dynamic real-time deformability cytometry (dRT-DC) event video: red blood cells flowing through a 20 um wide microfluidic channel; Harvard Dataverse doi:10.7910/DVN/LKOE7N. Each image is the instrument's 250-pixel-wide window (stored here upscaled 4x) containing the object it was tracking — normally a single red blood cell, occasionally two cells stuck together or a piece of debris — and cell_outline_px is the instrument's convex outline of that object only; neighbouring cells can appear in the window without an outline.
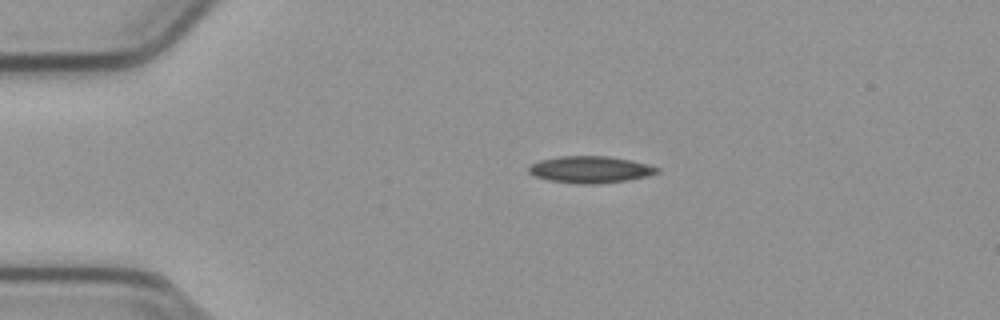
{"species": "common noctule bat (a hibernating species)", "species_latin": "Nyctalus noctula", "temperature_condition": "cold", "stored_images_in_passage": 53, "camera_frame_rate_fps": 3000, "um_per_image_px": 0.085, "animal": {"sex": "male", "body_mass_g": 23.1, "forearm_length_mm": 52.7}, "frame": {"image": 1, "passage_image": 11, "time_ms": 3.333, "image_size_px": [1000, 320], "cell_outline_px": [[660, 172], [648, 176], [624, 180], [596, 184], [576, 184], [548, 180], [536, 176], [528, 172], [528, 168], [532, 164], [540, 160], [560, 156], [608, 156], [648, 164], [660, 168]], "centroid_in_image_um": [50.17, 14.41], "position_along_channel_um": 34.8, "area_um2": 19.94}}
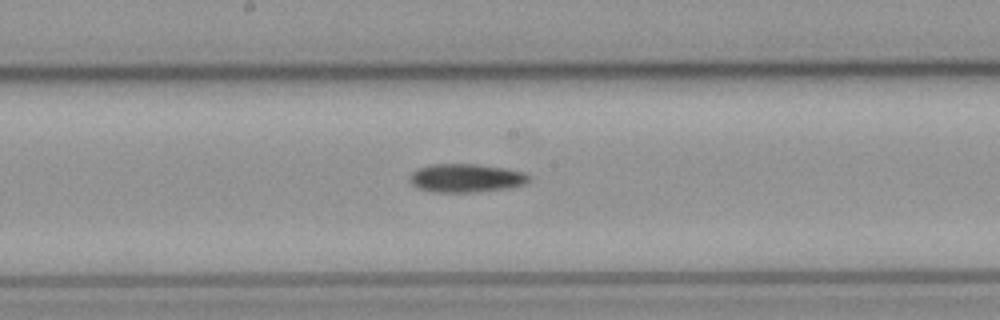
{"frame": {"image": 2, "passage_image": 28, "time_ms": 9.0, "image_size_px": [1000, 320], "cell_outline_px": [[532, 180], [528, 184], [508, 188], [472, 192], [436, 192], [420, 188], [412, 184], [412, 172], [420, 168], [432, 164], [476, 164], [508, 168], [528, 172], [532, 176]], "centroid_in_image_um": [39.77, 15.12], "position_along_channel_um": 208.4, "area_um2": 19.88}}
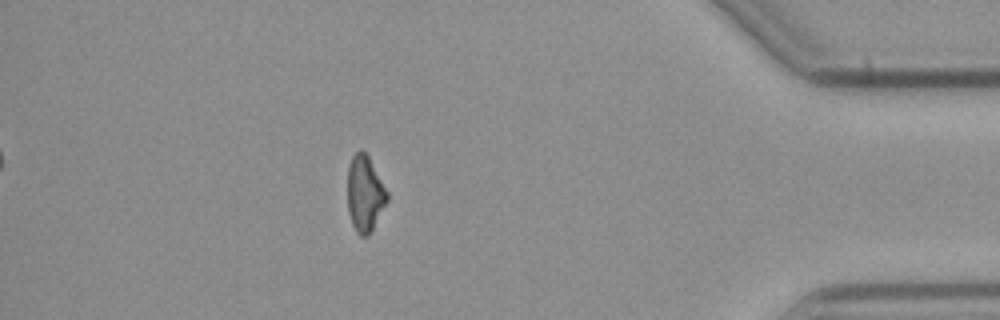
{"frame": {"image": 3, "passage_image": 47, "time_ms": 15.333, "image_size_px": [1000, 320], "cell_outline_px": [[388, 200], [368, 236], [360, 236], [356, 232], [352, 224], [348, 212], [348, 168], [352, 156], [360, 148], [368, 156], [388, 192]], "centroid_in_image_um": [31.0, 16.46], "position_along_channel_um": 404.2, "area_um2": 17.4}, "authors_computed_cell_mechanics": {"area_um2": 19.0162, "velocity_mm_per_s": 3.8035, "shape_relaxation_time_tau1_ms": 5.9334, "shape_relaxation_time_tau2_ms": null, "deformation_change_tau1": 0.1118, "deformation_change_tau2": null}}